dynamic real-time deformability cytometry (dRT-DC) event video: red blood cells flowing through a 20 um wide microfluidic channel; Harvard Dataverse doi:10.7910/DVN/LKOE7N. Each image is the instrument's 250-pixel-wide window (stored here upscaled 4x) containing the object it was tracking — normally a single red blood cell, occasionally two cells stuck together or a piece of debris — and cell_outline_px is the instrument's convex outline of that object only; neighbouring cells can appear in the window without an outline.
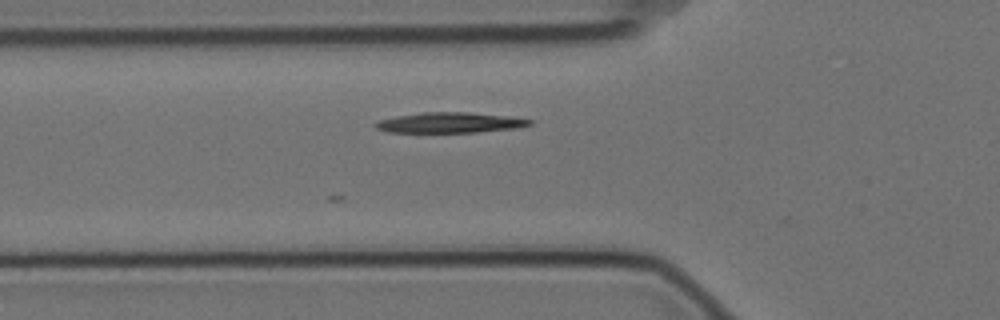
{"species": "Egyptian fruit bat (a non-hibernating species)", "species_latin": "Rousettus aegyptiacus", "temperature_condition": "cold", "stored_images_in_passage": 45, "camera_frame_rate_fps": 3000, "um_per_image_px": 0.085, "animal": {"sex": "female"}, "frame": {"image": 1, "passage_image": 7, "time_ms": 2.0, "image_size_px": [1000, 320], "cell_outline_px": [[532, 124], [520, 128], [476, 132], [388, 132], [376, 128], [372, 124], [376, 120], [396, 116], [424, 112], [468, 112], [512, 116], [532, 120]], "centroid_in_image_um": [38.25, 10.42], "position_along_channel_um": 87.6, "area_um2": 18.55}}
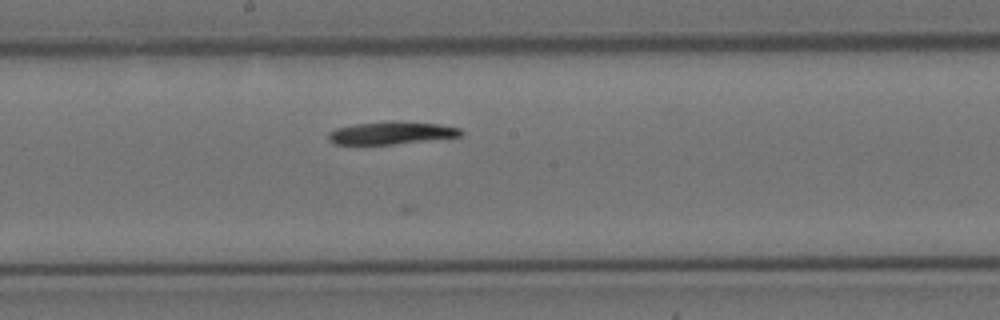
{"frame": {"image": 2, "passage_image": 18, "time_ms": 5.667, "image_size_px": [1000, 320], "cell_outline_px": [[464, 132], [460, 136], [392, 144], [336, 144], [328, 140], [328, 132], [336, 128], [356, 124], [388, 120], [392, 120], [436, 124], [460, 128]], "centroid_in_image_um": [33.23, 11.28], "position_along_channel_um": 215.0, "area_um2": 17.34}}
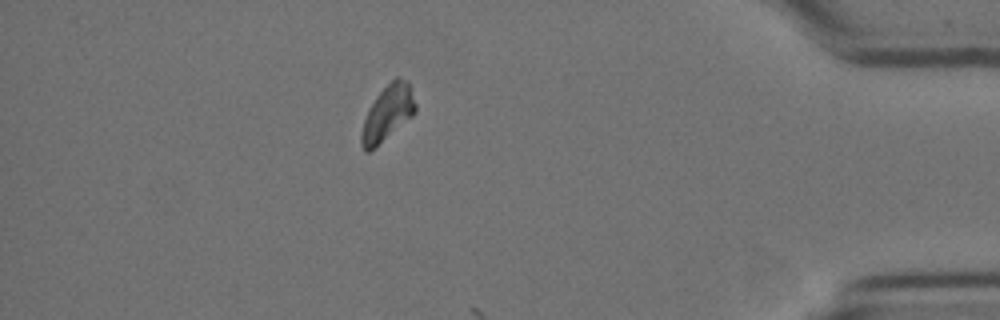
{"frame": {"image": 3, "passage_image": 38, "time_ms": 12.333, "image_size_px": [1000, 320], "cell_outline_px": [[416, 112], [412, 116], [368, 152], [364, 152], [360, 144], [360, 136], [364, 120], [368, 108], [376, 96], [396, 76], [400, 76], [408, 80], [416, 104]], "centroid_in_image_um": [32.94, 9.58], "position_along_channel_um": 402.3, "area_um2": 17.22}}